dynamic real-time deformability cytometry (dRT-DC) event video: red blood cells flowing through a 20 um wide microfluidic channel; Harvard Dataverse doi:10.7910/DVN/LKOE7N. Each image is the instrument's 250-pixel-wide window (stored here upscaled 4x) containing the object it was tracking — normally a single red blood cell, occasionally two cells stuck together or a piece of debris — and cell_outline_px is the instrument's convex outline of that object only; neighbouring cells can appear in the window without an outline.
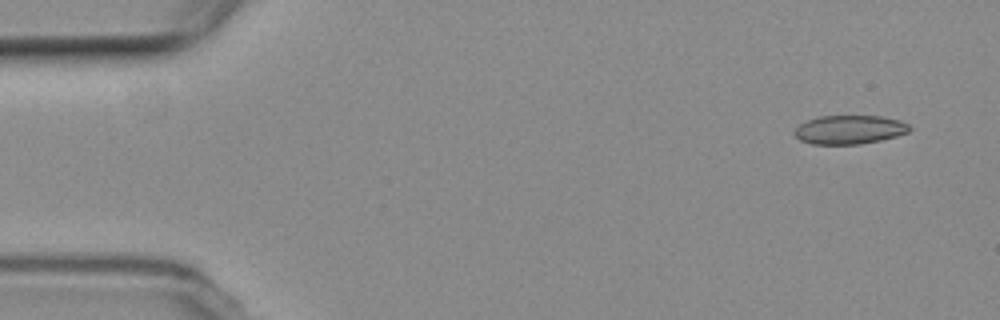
{"species": "common noctule bat (a hibernating species)", "species_latin": "Nyctalus noctula", "temperature_condition": "room temperature", "stored_images_in_passage": 7, "camera_frame_rate_fps": 3000, "um_per_image_px": 0.085, "animal": {"sex": "female", "body_mass_g": 19.3, "forearm_length_mm": 54.1}, "frame": {"image": 1, "passage_image": 2, "time_ms": 1.0, "image_size_px": [1000, 320], "cell_outline_px": [[912, 128], [908, 132], [896, 136], [880, 140], [860, 144], [812, 144], [800, 140], [792, 132], [800, 124], [808, 120], [820, 116], [880, 116], [900, 120], [908, 124]], "centroid_in_image_um": [72.21, 11.02], "position_along_channel_um": 12.8, "area_um2": 19.25}}
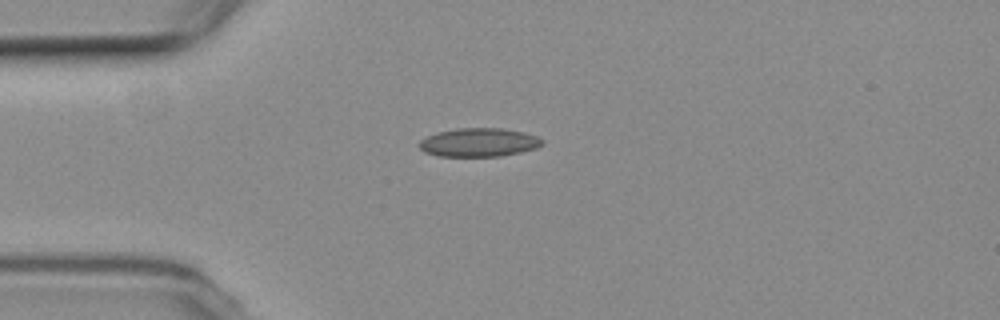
{"frame": {"image": 2, "passage_image": 5, "time_ms": 4.667, "image_size_px": [1000, 320], "cell_outline_px": [[544, 144], [536, 148], [520, 152], [500, 156], [440, 156], [424, 152], [420, 148], [420, 140], [436, 132], [456, 128], [500, 128], [524, 132], [536, 136], [544, 140]], "centroid_in_image_um": [40.72, 12.1], "position_along_channel_um": 44.3, "area_um2": 20.46}}
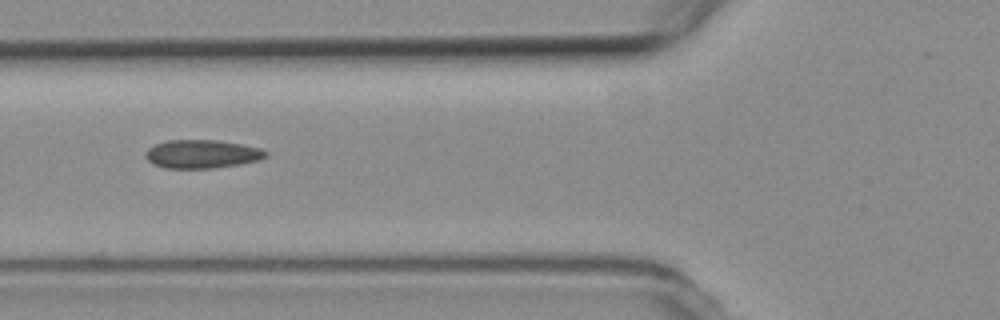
{"frame": {"image": 3, "passage_image": 7, "time_ms": 7.0, "image_size_px": [1000, 320], "cell_outline_px": [[268, 156], [260, 160], [240, 164], [216, 168], [164, 168], [152, 164], [144, 156], [144, 152], [148, 148], [156, 144], [168, 140], [216, 140], [240, 144], [260, 148], [268, 152]], "centroid_in_image_um": [17.16, 13.1], "position_along_channel_um": 108.6, "area_um2": 20.06}}